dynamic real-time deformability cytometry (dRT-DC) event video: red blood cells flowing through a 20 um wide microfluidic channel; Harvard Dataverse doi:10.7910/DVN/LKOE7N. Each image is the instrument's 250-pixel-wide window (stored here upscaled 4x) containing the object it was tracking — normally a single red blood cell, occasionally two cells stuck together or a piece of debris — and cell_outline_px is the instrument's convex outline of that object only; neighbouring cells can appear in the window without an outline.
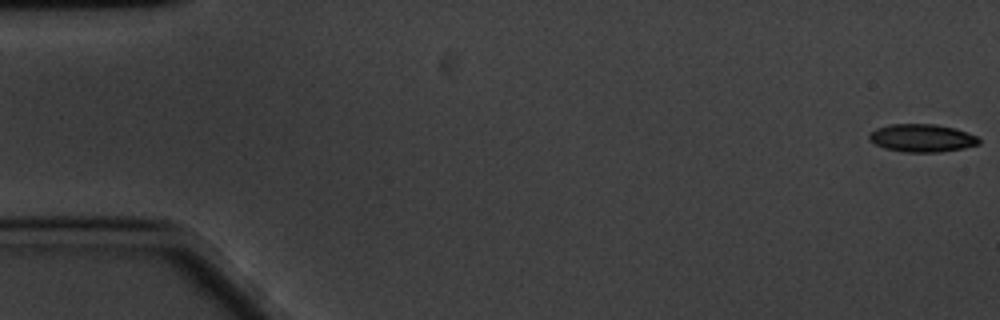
{"species": "common noctule bat (a hibernating species)", "species_latin": "Nyctalus noctula", "temperature_condition": "cold", "stored_images_in_passage": 60, "camera_frame_rate_fps": 3000, "um_per_image_px": 0.085, "animal": {"sex": "male", "body_mass_g": 20.1, "forearm_length_mm": 53.5}, "frame": {"image": 1, "passage_image": 1, "time_ms": 0.0, "image_size_px": [1000, 320], "cell_outline_px": [[980, 144], [964, 148], [940, 152], [904, 152], [884, 148], [868, 140], [868, 136], [876, 128], [892, 124], [936, 124], [952, 128], [976, 136], [980, 140]], "centroid_in_image_um": [78.34, 11.74], "position_along_channel_um": 6.7, "area_um2": 17.69}}
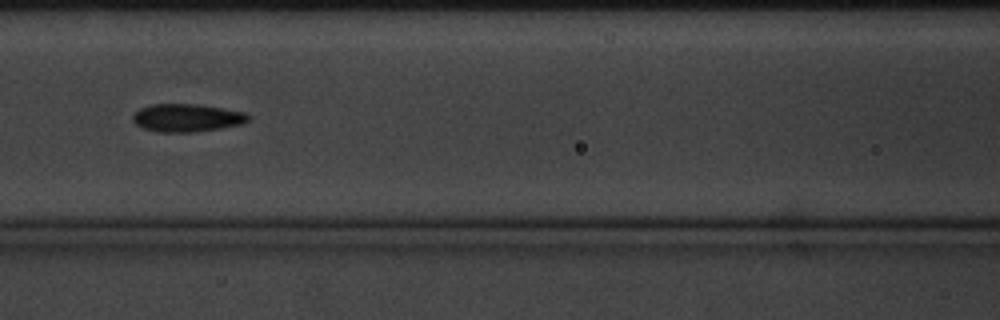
{"frame": {"image": 2, "passage_image": 26, "time_ms": 8.333, "image_size_px": [1000, 320], "cell_outline_px": [[248, 120], [244, 124], [196, 132], [156, 132], [144, 128], [136, 124], [132, 120], [132, 116], [140, 108], [152, 104], [196, 104], [224, 108], [244, 112], [248, 116]], "centroid_in_image_um": [15.88, 10.02], "position_along_channel_um": 150.7, "area_um2": 18.79}}
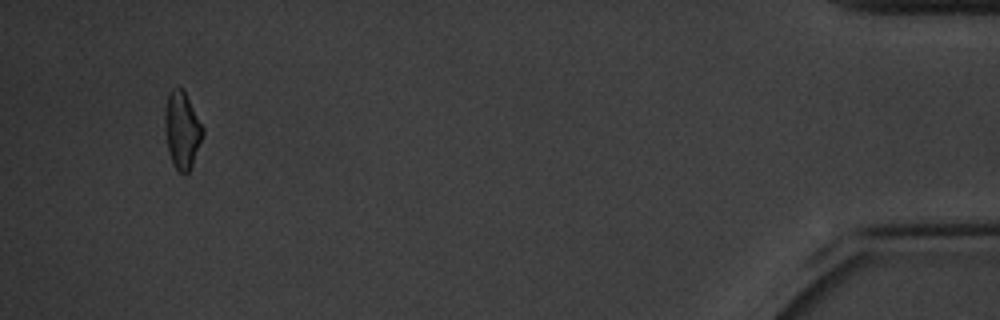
{"frame": {"image": 3, "passage_image": 57, "time_ms": 18.667, "image_size_px": [1000, 320], "cell_outline_px": [[204, 136], [192, 164], [188, 172], [184, 176], [172, 164], [168, 148], [164, 128], [164, 116], [168, 92], [176, 84], [184, 88], [204, 128]], "centroid_in_image_um": [15.48, 10.99], "position_along_channel_um": 419.7, "area_um2": 17.46}, "authors_computed_cell_mechanics": {"area_um2": 17.9469, "velocity_mm_per_s": 3.3423, "shape_relaxation_time_tau1_ms": 4.0013, "shape_relaxation_time_tau2_ms": 6.3334, "deformation_change_tau1": 0.1284, "deformation_change_tau2": 0.1413}}